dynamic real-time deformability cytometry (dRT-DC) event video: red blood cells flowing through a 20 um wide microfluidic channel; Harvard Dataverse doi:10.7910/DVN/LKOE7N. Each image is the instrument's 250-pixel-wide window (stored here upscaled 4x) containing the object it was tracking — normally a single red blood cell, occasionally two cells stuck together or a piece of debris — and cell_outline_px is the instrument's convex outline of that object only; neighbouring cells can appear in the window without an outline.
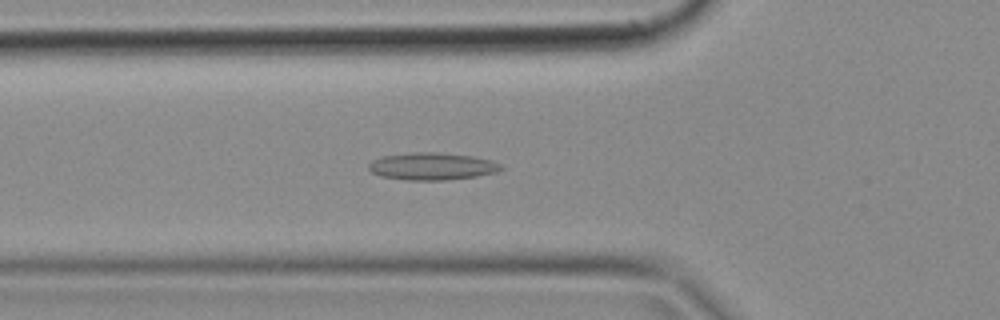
{"species": "common noctule bat (a hibernating species)", "species_latin": "Nyctalus noctula", "temperature_condition": "cold", "stored_images_in_passage": 49, "camera_frame_rate_fps": 3000, "um_per_image_px": 0.085, "animal": {"sex": "female", "body_mass_g": 18.4}, "frame": {"image": 1, "passage_image": 16, "time_ms": 5.0, "image_size_px": [1000, 320], "cell_outline_px": [[504, 168], [496, 172], [476, 176], [444, 180], [408, 180], [380, 176], [372, 172], [368, 168], [368, 164], [372, 160], [380, 156], [412, 152], [436, 152], [472, 156], [492, 160], [500, 164]], "centroid_in_image_um": [36.7, 14.13], "position_along_channel_um": 89.1, "area_um2": 21.1}}
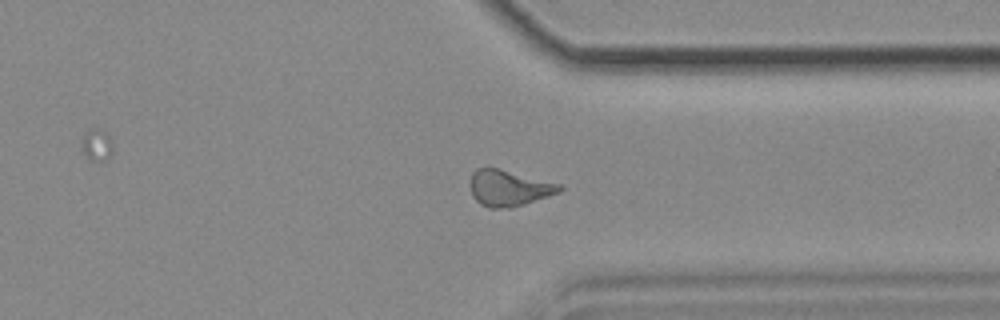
{"frame": {"image": 2, "passage_image": 37, "time_ms": 12.0, "image_size_px": [1000, 320], "cell_outline_px": [[564, 188], [560, 192], [512, 208], [488, 208], [480, 204], [472, 196], [472, 172], [476, 168], [500, 168], [564, 184]], "centroid_in_image_um": [43.31, 15.98], "position_along_channel_um": 368.1, "area_um2": 18.96}}
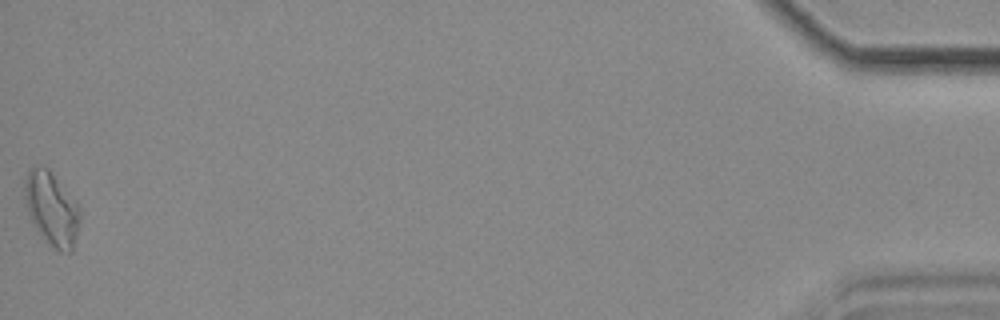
{"frame": {"image": 3, "passage_image": 49, "time_ms": 16.0, "image_size_px": [1000, 320], "cell_outline_px": [[80, 220], [72, 252], [60, 252], [48, 244], [36, 232], [32, 224], [24, 200], [24, 180], [28, 168], [48, 168], [80, 204]], "centroid_in_image_um": [4.39, 17.77], "position_along_channel_um": 430.8, "area_um2": 24.16}}